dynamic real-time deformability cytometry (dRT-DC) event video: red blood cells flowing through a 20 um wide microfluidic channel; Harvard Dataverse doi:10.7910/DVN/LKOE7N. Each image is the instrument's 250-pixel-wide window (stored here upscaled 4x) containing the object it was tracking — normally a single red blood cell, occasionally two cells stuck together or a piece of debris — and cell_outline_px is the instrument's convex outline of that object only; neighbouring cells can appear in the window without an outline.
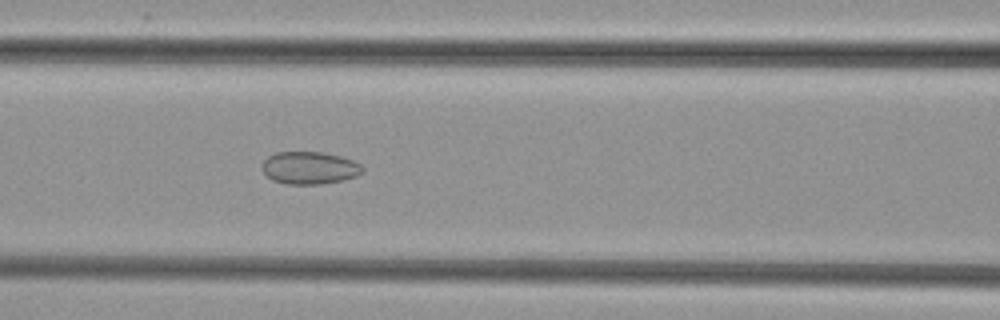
{"species": "common noctule bat (a hibernating species)", "species_latin": "Nyctalus noctula", "temperature_condition": "cold", "stored_images_in_passage": 39, "camera_frame_rate_fps": 3000, "um_per_image_px": 0.085, "animal": {"sex": "female", "body_mass_g": 29.2, "forearm_length_mm": 56.3}, "frame": {"image": 1, "passage_image": 19, "time_ms": 6.0, "image_size_px": [1000, 320], "cell_outline_px": [[364, 172], [356, 176], [344, 180], [320, 184], [288, 184], [272, 180], [264, 172], [264, 160], [268, 156], [276, 152], [324, 152], [340, 156], [352, 160], [360, 164], [364, 168]], "centroid_in_image_um": [26.35, 14.27], "position_along_channel_um": 140.2, "area_um2": 18.96}}
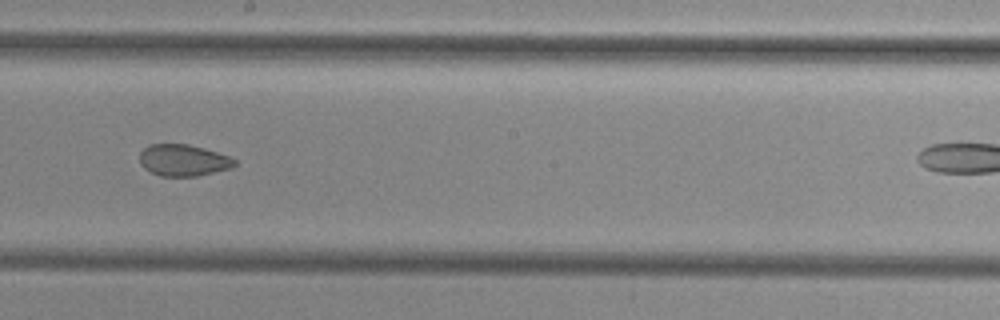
{"frame": {"image": 2, "passage_image": 26, "time_ms": 8.333, "image_size_px": [1000, 320], "cell_outline_px": [[236, 164], [232, 168], [196, 176], [160, 176], [144, 168], [140, 164], [140, 152], [148, 144], [188, 144], [204, 148], [228, 156], [236, 160]], "centroid_in_image_um": [15.57, 13.62], "position_along_channel_um": 232.6, "area_um2": 17.46}}
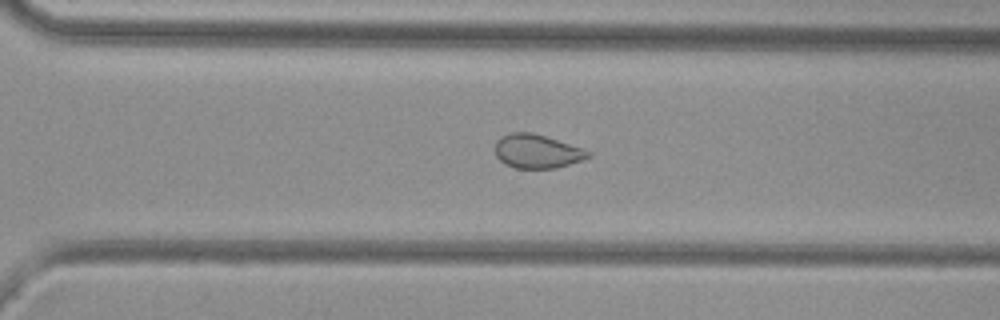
{"frame": {"image": 3, "passage_image": 33, "time_ms": 10.667, "image_size_px": [1000, 320], "cell_outline_px": [[592, 156], [584, 160], [556, 168], [516, 168], [504, 164], [496, 156], [496, 140], [500, 136], [512, 132], [532, 132], [584, 148], [592, 152]], "centroid_in_image_um": [45.68, 12.86], "position_along_channel_um": 324.9, "area_um2": 18.55}}